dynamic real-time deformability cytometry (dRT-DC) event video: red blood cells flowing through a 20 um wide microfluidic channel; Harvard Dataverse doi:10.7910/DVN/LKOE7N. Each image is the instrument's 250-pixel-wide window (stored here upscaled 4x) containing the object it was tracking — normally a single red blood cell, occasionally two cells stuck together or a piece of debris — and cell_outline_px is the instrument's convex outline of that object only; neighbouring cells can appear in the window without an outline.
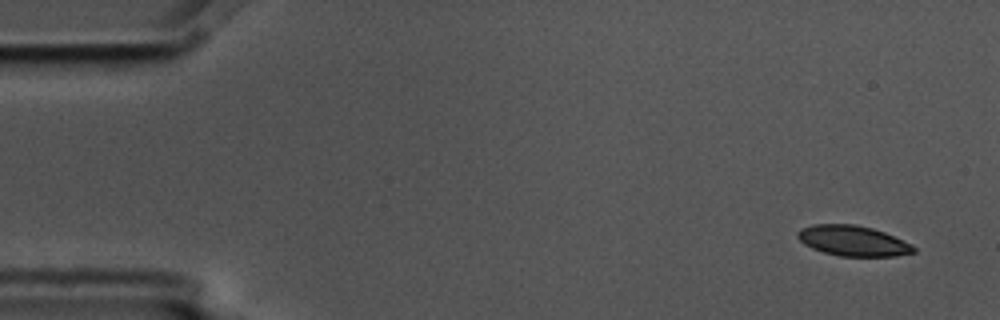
{"species": "common noctule bat (a hibernating species)", "species_latin": "Nyctalus noctula", "temperature_condition": "cold", "stored_images_in_passage": 4, "camera_frame_rate_fps": 3000, "um_per_image_px": 0.085, "animal": {"sex": "male", "body_mass_g": 17.5, "forearm_length_mm": 52.3}, "frame": {"image": 1, "passage_image": 1, "time_ms": 0.0, "image_size_px": [1000, 320], "cell_outline_px": [[916, 252], [896, 256], [840, 256], [824, 252], [812, 248], [804, 244], [796, 236], [796, 232], [800, 228], [812, 224], [856, 224], [872, 228], [884, 232], [912, 244], [916, 248]], "centroid_in_image_um": [72.49, 20.46], "position_along_channel_um": 12.5, "area_um2": 20.63}}